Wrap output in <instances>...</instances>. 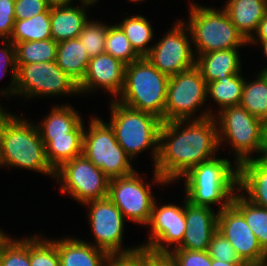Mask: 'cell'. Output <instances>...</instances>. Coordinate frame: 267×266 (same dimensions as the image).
<instances>
[{"mask_svg":"<svg viewBox=\"0 0 267 266\" xmlns=\"http://www.w3.org/2000/svg\"><path fill=\"white\" fill-rule=\"evenodd\" d=\"M215 114L219 146L223 141L232 146L235 165L250 160L255 152L261 155L262 120L251 115L241 105L222 109Z\"/></svg>","mask_w":267,"mask_h":266,"instance_id":"cell-8","label":"cell"},{"mask_svg":"<svg viewBox=\"0 0 267 266\" xmlns=\"http://www.w3.org/2000/svg\"><path fill=\"white\" fill-rule=\"evenodd\" d=\"M0 166L4 167L5 166V162H4V158H3V151H2V143L0 140Z\"/></svg>","mask_w":267,"mask_h":266,"instance_id":"cell-50","label":"cell"},{"mask_svg":"<svg viewBox=\"0 0 267 266\" xmlns=\"http://www.w3.org/2000/svg\"><path fill=\"white\" fill-rule=\"evenodd\" d=\"M84 126V123L81 122L69 133V137L52 138L45 145L47 161L54 170L64 162L83 154Z\"/></svg>","mask_w":267,"mask_h":266,"instance_id":"cell-26","label":"cell"},{"mask_svg":"<svg viewBox=\"0 0 267 266\" xmlns=\"http://www.w3.org/2000/svg\"><path fill=\"white\" fill-rule=\"evenodd\" d=\"M110 100L111 118L108 123L114 129L118 144L132 160L150 148L155 165L163 121L148 112L127 107L116 99Z\"/></svg>","mask_w":267,"mask_h":266,"instance_id":"cell-5","label":"cell"},{"mask_svg":"<svg viewBox=\"0 0 267 266\" xmlns=\"http://www.w3.org/2000/svg\"><path fill=\"white\" fill-rule=\"evenodd\" d=\"M8 111L5 108L0 106V123L3 122L11 113H7Z\"/></svg>","mask_w":267,"mask_h":266,"instance_id":"cell-49","label":"cell"},{"mask_svg":"<svg viewBox=\"0 0 267 266\" xmlns=\"http://www.w3.org/2000/svg\"><path fill=\"white\" fill-rule=\"evenodd\" d=\"M30 266H60L56 240L30 237Z\"/></svg>","mask_w":267,"mask_h":266,"instance_id":"cell-35","label":"cell"},{"mask_svg":"<svg viewBox=\"0 0 267 266\" xmlns=\"http://www.w3.org/2000/svg\"><path fill=\"white\" fill-rule=\"evenodd\" d=\"M175 266H211L212 258L208 251L171 249L166 255Z\"/></svg>","mask_w":267,"mask_h":266,"instance_id":"cell-38","label":"cell"},{"mask_svg":"<svg viewBox=\"0 0 267 266\" xmlns=\"http://www.w3.org/2000/svg\"><path fill=\"white\" fill-rule=\"evenodd\" d=\"M14 115L11 113L0 123L5 166L37 171L55 178V170L47 161L45 145L37 126Z\"/></svg>","mask_w":267,"mask_h":266,"instance_id":"cell-3","label":"cell"},{"mask_svg":"<svg viewBox=\"0 0 267 266\" xmlns=\"http://www.w3.org/2000/svg\"><path fill=\"white\" fill-rule=\"evenodd\" d=\"M50 7L69 6L73 0H47Z\"/></svg>","mask_w":267,"mask_h":266,"instance_id":"cell-47","label":"cell"},{"mask_svg":"<svg viewBox=\"0 0 267 266\" xmlns=\"http://www.w3.org/2000/svg\"><path fill=\"white\" fill-rule=\"evenodd\" d=\"M231 204L243 215L261 245L262 255L267 259V208L251 203L244 197L243 192L235 193Z\"/></svg>","mask_w":267,"mask_h":266,"instance_id":"cell-27","label":"cell"},{"mask_svg":"<svg viewBox=\"0 0 267 266\" xmlns=\"http://www.w3.org/2000/svg\"><path fill=\"white\" fill-rule=\"evenodd\" d=\"M217 231L229 241L239 259L248 266H267L257 237L232 204L218 212Z\"/></svg>","mask_w":267,"mask_h":266,"instance_id":"cell-16","label":"cell"},{"mask_svg":"<svg viewBox=\"0 0 267 266\" xmlns=\"http://www.w3.org/2000/svg\"><path fill=\"white\" fill-rule=\"evenodd\" d=\"M2 43L6 46L4 48L0 47V79L6 75V72L9 67V72L11 71L12 79L11 83L8 86L7 90L3 89L0 92V95L3 97L6 95L7 97L16 96V76H17V64H16V53L15 46L12 42L6 40L2 41ZM6 43V44H5ZM2 93V94H1Z\"/></svg>","mask_w":267,"mask_h":266,"instance_id":"cell-37","label":"cell"},{"mask_svg":"<svg viewBox=\"0 0 267 266\" xmlns=\"http://www.w3.org/2000/svg\"><path fill=\"white\" fill-rule=\"evenodd\" d=\"M50 8L47 0H15V20H25Z\"/></svg>","mask_w":267,"mask_h":266,"instance_id":"cell-41","label":"cell"},{"mask_svg":"<svg viewBox=\"0 0 267 266\" xmlns=\"http://www.w3.org/2000/svg\"><path fill=\"white\" fill-rule=\"evenodd\" d=\"M189 23L191 42L199 55L224 49H239L248 44L224 9L190 4Z\"/></svg>","mask_w":267,"mask_h":266,"instance_id":"cell-6","label":"cell"},{"mask_svg":"<svg viewBox=\"0 0 267 266\" xmlns=\"http://www.w3.org/2000/svg\"><path fill=\"white\" fill-rule=\"evenodd\" d=\"M0 266H30V237L16 240L7 235L0 243Z\"/></svg>","mask_w":267,"mask_h":266,"instance_id":"cell-33","label":"cell"},{"mask_svg":"<svg viewBox=\"0 0 267 266\" xmlns=\"http://www.w3.org/2000/svg\"><path fill=\"white\" fill-rule=\"evenodd\" d=\"M207 99V84L196 66L169 77L164 122L193 119Z\"/></svg>","mask_w":267,"mask_h":266,"instance_id":"cell-11","label":"cell"},{"mask_svg":"<svg viewBox=\"0 0 267 266\" xmlns=\"http://www.w3.org/2000/svg\"><path fill=\"white\" fill-rule=\"evenodd\" d=\"M233 166L230 160L216 156L190 169L182 176L188 202L207 207L219 204L218 212L227 208L238 192V165Z\"/></svg>","mask_w":267,"mask_h":266,"instance_id":"cell-2","label":"cell"},{"mask_svg":"<svg viewBox=\"0 0 267 266\" xmlns=\"http://www.w3.org/2000/svg\"><path fill=\"white\" fill-rule=\"evenodd\" d=\"M251 82L244 81L240 105L251 115L264 120L267 118V76L261 71Z\"/></svg>","mask_w":267,"mask_h":266,"instance_id":"cell-31","label":"cell"},{"mask_svg":"<svg viewBox=\"0 0 267 266\" xmlns=\"http://www.w3.org/2000/svg\"><path fill=\"white\" fill-rule=\"evenodd\" d=\"M66 94H79V87L56 61L21 64L17 68L16 95L29 99Z\"/></svg>","mask_w":267,"mask_h":266,"instance_id":"cell-10","label":"cell"},{"mask_svg":"<svg viewBox=\"0 0 267 266\" xmlns=\"http://www.w3.org/2000/svg\"><path fill=\"white\" fill-rule=\"evenodd\" d=\"M131 2H141V1H145V0H129Z\"/></svg>","mask_w":267,"mask_h":266,"instance_id":"cell-53","label":"cell"},{"mask_svg":"<svg viewBox=\"0 0 267 266\" xmlns=\"http://www.w3.org/2000/svg\"><path fill=\"white\" fill-rule=\"evenodd\" d=\"M109 25L97 21H87L78 36L90 58L105 53V41Z\"/></svg>","mask_w":267,"mask_h":266,"instance_id":"cell-36","label":"cell"},{"mask_svg":"<svg viewBox=\"0 0 267 266\" xmlns=\"http://www.w3.org/2000/svg\"><path fill=\"white\" fill-rule=\"evenodd\" d=\"M58 43L51 39L16 43V64L39 63L56 60Z\"/></svg>","mask_w":267,"mask_h":266,"instance_id":"cell-32","label":"cell"},{"mask_svg":"<svg viewBox=\"0 0 267 266\" xmlns=\"http://www.w3.org/2000/svg\"><path fill=\"white\" fill-rule=\"evenodd\" d=\"M104 266H149V250L140 248L129 254L109 255Z\"/></svg>","mask_w":267,"mask_h":266,"instance_id":"cell-40","label":"cell"},{"mask_svg":"<svg viewBox=\"0 0 267 266\" xmlns=\"http://www.w3.org/2000/svg\"><path fill=\"white\" fill-rule=\"evenodd\" d=\"M217 217L212 207L195 206L185 197L186 231L182 243L175 249L207 251L212 235L217 231Z\"/></svg>","mask_w":267,"mask_h":266,"instance_id":"cell-18","label":"cell"},{"mask_svg":"<svg viewBox=\"0 0 267 266\" xmlns=\"http://www.w3.org/2000/svg\"><path fill=\"white\" fill-rule=\"evenodd\" d=\"M150 188L151 184H145L135 171L127 176L110 179L108 198L125 219L148 226L155 202Z\"/></svg>","mask_w":267,"mask_h":266,"instance_id":"cell-14","label":"cell"},{"mask_svg":"<svg viewBox=\"0 0 267 266\" xmlns=\"http://www.w3.org/2000/svg\"><path fill=\"white\" fill-rule=\"evenodd\" d=\"M105 53L121 60L126 65L141 58L134 51L129 39L117 24L108 27Z\"/></svg>","mask_w":267,"mask_h":266,"instance_id":"cell-34","label":"cell"},{"mask_svg":"<svg viewBox=\"0 0 267 266\" xmlns=\"http://www.w3.org/2000/svg\"><path fill=\"white\" fill-rule=\"evenodd\" d=\"M55 61L79 85L85 77L90 57L79 38H74L58 43Z\"/></svg>","mask_w":267,"mask_h":266,"instance_id":"cell-25","label":"cell"},{"mask_svg":"<svg viewBox=\"0 0 267 266\" xmlns=\"http://www.w3.org/2000/svg\"><path fill=\"white\" fill-rule=\"evenodd\" d=\"M90 207L88 210V221L91 226V231L95 242L92 245L102 249L109 255L129 254L140 249V246H135L124 249L123 247V232L125 218L122 212L108 198L89 201L83 204Z\"/></svg>","mask_w":267,"mask_h":266,"instance_id":"cell-12","label":"cell"},{"mask_svg":"<svg viewBox=\"0 0 267 266\" xmlns=\"http://www.w3.org/2000/svg\"><path fill=\"white\" fill-rule=\"evenodd\" d=\"M117 25L129 39L134 51L140 57H146L153 45H148L153 39V29L146 17L142 15L130 16ZM148 46V47H147Z\"/></svg>","mask_w":267,"mask_h":266,"instance_id":"cell-30","label":"cell"},{"mask_svg":"<svg viewBox=\"0 0 267 266\" xmlns=\"http://www.w3.org/2000/svg\"><path fill=\"white\" fill-rule=\"evenodd\" d=\"M51 39L50 8L25 20H15L8 41L16 43Z\"/></svg>","mask_w":267,"mask_h":266,"instance_id":"cell-29","label":"cell"},{"mask_svg":"<svg viewBox=\"0 0 267 266\" xmlns=\"http://www.w3.org/2000/svg\"><path fill=\"white\" fill-rule=\"evenodd\" d=\"M258 158L267 160V118L262 120V148Z\"/></svg>","mask_w":267,"mask_h":266,"instance_id":"cell-45","label":"cell"},{"mask_svg":"<svg viewBox=\"0 0 267 266\" xmlns=\"http://www.w3.org/2000/svg\"><path fill=\"white\" fill-rule=\"evenodd\" d=\"M207 251L212 259L223 262H243L239 259L234 247L218 231L212 235Z\"/></svg>","mask_w":267,"mask_h":266,"instance_id":"cell-39","label":"cell"},{"mask_svg":"<svg viewBox=\"0 0 267 266\" xmlns=\"http://www.w3.org/2000/svg\"><path fill=\"white\" fill-rule=\"evenodd\" d=\"M165 34L153 45L146 58L168 77L194 67L196 57L189 39L191 32L184 21H177Z\"/></svg>","mask_w":267,"mask_h":266,"instance_id":"cell-13","label":"cell"},{"mask_svg":"<svg viewBox=\"0 0 267 266\" xmlns=\"http://www.w3.org/2000/svg\"><path fill=\"white\" fill-rule=\"evenodd\" d=\"M258 40H267V13L260 21L256 36L254 35L248 42H258Z\"/></svg>","mask_w":267,"mask_h":266,"instance_id":"cell-44","label":"cell"},{"mask_svg":"<svg viewBox=\"0 0 267 266\" xmlns=\"http://www.w3.org/2000/svg\"><path fill=\"white\" fill-rule=\"evenodd\" d=\"M156 203L155 200L148 223V226H151L149 240L140 247L149 250L154 255H167L170 248H177L183 241L187 228L185 200L182 204L183 207L172 204H164L159 207ZM172 244L174 248L171 247Z\"/></svg>","mask_w":267,"mask_h":266,"instance_id":"cell-15","label":"cell"},{"mask_svg":"<svg viewBox=\"0 0 267 266\" xmlns=\"http://www.w3.org/2000/svg\"><path fill=\"white\" fill-rule=\"evenodd\" d=\"M262 72L267 76V69L262 70Z\"/></svg>","mask_w":267,"mask_h":266,"instance_id":"cell-54","label":"cell"},{"mask_svg":"<svg viewBox=\"0 0 267 266\" xmlns=\"http://www.w3.org/2000/svg\"><path fill=\"white\" fill-rule=\"evenodd\" d=\"M60 266H104L109 256L90 242L75 238L56 240Z\"/></svg>","mask_w":267,"mask_h":266,"instance_id":"cell-21","label":"cell"},{"mask_svg":"<svg viewBox=\"0 0 267 266\" xmlns=\"http://www.w3.org/2000/svg\"><path fill=\"white\" fill-rule=\"evenodd\" d=\"M195 57V66L200 70L206 84L239 74L242 70L238 49L216 50Z\"/></svg>","mask_w":267,"mask_h":266,"instance_id":"cell-22","label":"cell"},{"mask_svg":"<svg viewBox=\"0 0 267 266\" xmlns=\"http://www.w3.org/2000/svg\"><path fill=\"white\" fill-rule=\"evenodd\" d=\"M149 266H175L166 255H154L149 251Z\"/></svg>","mask_w":267,"mask_h":266,"instance_id":"cell-43","label":"cell"},{"mask_svg":"<svg viewBox=\"0 0 267 266\" xmlns=\"http://www.w3.org/2000/svg\"><path fill=\"white\" fill-rule=\"evenodd\" d=\"M83 155L109 178L130 175L136 170L132 159L118 144L114 129L99 117H92L89 128H84Z\"/></svg>","mask_w":267,"mask_h":266,"instance_id":"cell-7","label":"cell"},{"mask_svg":"<svg viewBox=\"0 0 267 266\" xmlns=\"http://www.w3.org/2000/svg\"><path fill=\"white\" fill-rule=\"evenodd\" d=\"M6 233H3V231L0 230V243L5 239Z\"/></svg>","mask_w":267,"mask_h":266,"instance_id":"cell-51","label":"cell"},{"mask_svg":"<svg viewBox=\"0 0 267 266\" xmlns=\"http://www.w3.org/2000/svg\"><path fill=\"white\" fill-rule=\"evenodd\" d=\"M215 118L207 108L191 121L162 123L158 157L153 165V184L168 185L181 179L193 167L215 158L214 153L219 149Z\"/></svg>","mask_w":267,"mask_h":266,"instance_id":"cell-1","label":"cell"},{"mask_svg":"<svg viewBox=\"0 0 267 266\" xmlns=\"http://www.w3.org/2000/svg\"><path fill=\"white\" fill-rule=\"evenodd\" d=\"M81 6L50 7L51 38L57 43L78 38L88 21L85 7L93 5L81 2Z\"/></svg>","mask_w":267,"mask_h":266,"instance_id":"cell-20","label":"cell"},{"mask_svg":"<svg viewBox=\"0 0 267 266\" xmlns=\"http://www.w3.org/2000/svg\"><path fill=\"white\" fill-rule=\"evenodd\" d=\"M168 80L146 57H141L126 65L123 90L116 101L164 122Z\"/></svg>","mask_w":267,"mask_h":266,"instance_id":"cell-4","label":"cell"},{"mask_svg":"<svg viewBox=\"0 0 267 266\" xmlns=\"http://www.w3.org/2000/svg\"><path fill=\"white\" fill-rule=\"evenodd\" d=\"M80 2H88L94 5L98 1L97 0H80Z\"/></svg>","mask_w":267,"mask_h":266,"instance_id":"cell-52","label":"cell"},{"mask_svg":"<svg viewBox=\"0 0 267 266\" xmlns=\"http://www.w3.org/2000/svg\"><path fill=\"white\" fill-rule=\"evenodd\" d=\"M55 177L60 191L81 205L108 197L110 179L83 154L64 162L55 170Z\"/></svg>","mask_w":267,"mask_h":266,"instance_id":"cell-9","label":"cell"},{"mask_svg":"<svg viewBox=\"0 0 267 266\" xmlns=\"http://www.w3.org/2000/svg\"><path fill=\"white\" fill-rule=\"evenodd\" d=\"M211 266H248L245 262H223L221 260L212 259Z\"/></svg>","mask_w":267,"mask_h":266,"instance_id":"cell-46","label":"cell"},{"mask_svg":"<svg viewBox=\"0 0 267 266\" xmlns=\"http://www.w3.org/2000/svg\"><path fill=\"white\" fill-rule=\"evenodd\" d=\"M223 9L237 30L249 41L267 13V0H228Z\"/></svg>","mask_w":267,"mask_h":266,"instance_id":"cell-23","label":"cell"},{"mask_svg":"<svg viewBox=\"0 0 267 266\" xmlns=\"http://www.w3.org/2000/svg\"><path fill=\"white\" fill-rule=\"evenodd\" d=\"M41 123L36 124L43 144L46 145L52 138L69 137L83 120L70 105L53 106L49 115Z\"/></svg>","mask_w":267,"mask_h":266,"instance_id":"cell-24","label":"cell"},{"mask_svg":"<svg viewBox=\"0 0 267 266\" xmlns=\"http://www.w3.org/2000/svg\"><path fill=\"white\" fill-rule=\"evenodd\" d=\"M260 41V42H259ZM258 42H248V44H257V43H260L262 48H263V52H264V55L265 57H267V40H259ZM267 69V66L263 68V70Z\"/></svg>","mask_w":267,"mask_h":266,"instance_id":"cell-48","label":"cell"},{"mask_svg":"<svg viewBox=\"0 0 267 266\" xmlns=\"http://www.w3.org/2000/svg\"><path fill=\"white\" fill-rule=\"evenodd\" d=\"M245 79L239 74L219 78L207 84V95H210L218 104L220 112L222 109L240 105Z\"/></svg>","mask_w":267,"mask_h":266,"instance_id":"cell-28","label":"cell"},{"mask_svg":"<svg viewBox=\"0 0 267 266\" xmlns=\"http://www.w3.org/2000/svg\"><path fill=\"white\" fill-rule=\"evenodd\" d=\"M125 67L121 60L107 53L90 58L85 77L78 85L79 93L103 88L118 97L124 86Z\"/></svg>","mask_w":267,"mask_h":266,"instance_id":"cell-17","label":"cell"},{"mask_svg":"<svg viewBox=\"0 0 267 266\" xmlns=\"http://www.w3.org/2000/svg\"><path fill=\"white\" fill-rule=\"evenodd\" d=\"M15 0H0V39L9 40L15 23Z\"/></svg>","mask_w":267,"mask_h":266,"instance_id":"cell-42","label":"cell"},{"mask_svg":"<svg viewBox=\"0 0 267 266\" xmlns=\"http://www.w3.org/2000/svg\"><path fill=\"white\" fill-rule=\"evenodd\" d=\"M237 186L251 203L267 208V160L252 158L238 165Z\"/></svg>","mask_w":267,"mask_h":266,"instance_id":"cell-19","label":"cell"}]
</instances>
